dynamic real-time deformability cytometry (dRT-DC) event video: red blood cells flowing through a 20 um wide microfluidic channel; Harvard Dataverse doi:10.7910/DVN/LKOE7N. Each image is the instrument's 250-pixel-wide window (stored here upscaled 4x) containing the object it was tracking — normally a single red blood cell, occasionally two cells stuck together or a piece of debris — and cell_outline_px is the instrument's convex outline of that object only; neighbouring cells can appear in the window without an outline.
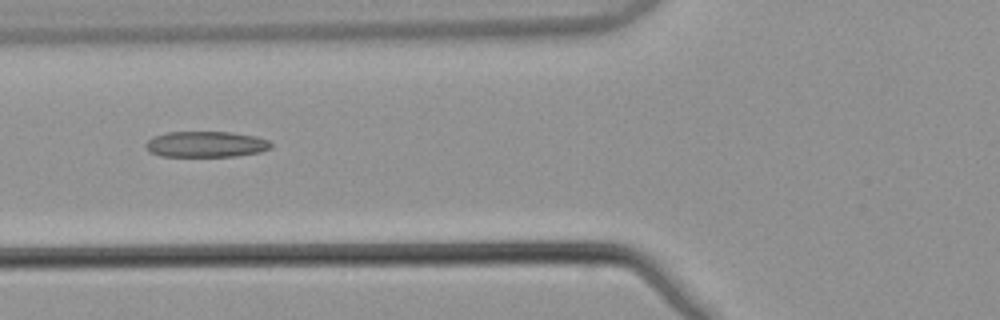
{"species": "common noctule bat (a hibernating species)", "species_latin": "Nyctalus noctula", "temperature_condition": "warm", "stored_images_in_passage": 4, "camera_frame_rate_fps": 3000, "um_per_image_px": 0.085, "animal": {"sex": "male", "body_mass_g": 21.5, "forearm_length_mm": 52.0}, "frame": {"image": 1, "passage_image": 2, "time_ms": 0.333, "image_size_px": [1000, 320], "cell_outline_px": [[272, 148], [260, 152], [236, 156], [160, 156], [148, 152], [144, 144], [152, 136], [168, 132], [232, 132], [256, 136], [268, 140], [272, 144]], "centroid_in_image_um": [17.49, 12.26], "position_along_channel_um": 108.3, "area_um2": 19.07}}
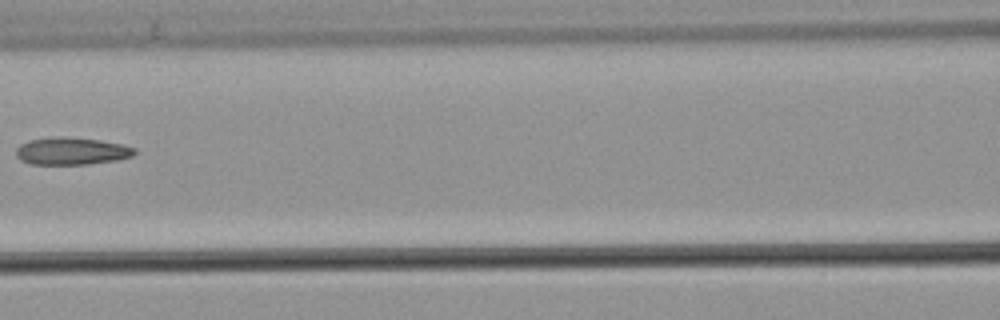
{"frame": {"image": 2, "passage_image": 3, "time_ms": 0.667, "image_size_px": [1000, 320], "cell_outline_px": [[136, 152], [132, 156], [116, 160], [88, 164], [32, 164], [20, 160], [16, 156], [16, 148], [20, 144], [28, 140], [48, 136], [64, 136], [100, 140], [124, 144], [136, 148]], "centroid_in_image_um": [6.06, 12.82], "position_along_channel_um": 160.5, "area_um2": 19.19}}